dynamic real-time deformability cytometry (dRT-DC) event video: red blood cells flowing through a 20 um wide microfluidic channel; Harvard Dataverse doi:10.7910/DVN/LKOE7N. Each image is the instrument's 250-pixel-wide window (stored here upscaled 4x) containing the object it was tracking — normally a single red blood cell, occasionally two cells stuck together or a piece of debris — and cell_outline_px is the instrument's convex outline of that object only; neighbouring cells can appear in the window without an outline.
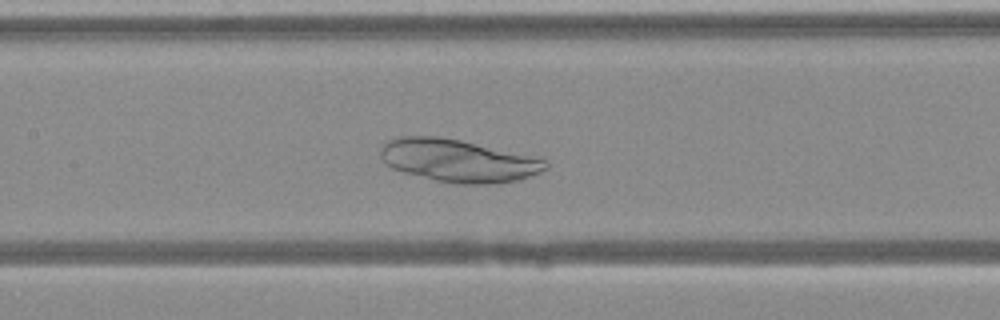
{"species": "Egyptian fruit bat (a non-hibernating species)", "species_latin": "Rousettus aegyptiacus", "temperature_condition": "warm", "stored_images_in_passage": 45, "camera_frame_rate_fps": 3000, "um_per_image_px": 0.085, "animal": {"sex": "female"}, "frame": {"image": 1, "passage_image": 20, "time_ms": 6.333, "image_size_px": [1000, 320], "cell_outline_px": [[548, 168], [540, 172], [516, 180], [492, 184], [456, 184], [436, 180], [404, 172], [392, 168], [384, 164], [380, 156], [380, 148], [388, 140], [400, 136], [436, 136], [460, 140], [548, 160]], "centroid_in_image_um": [38.9, 13.65], "position_along_channel_um": 168.5, "area_um2": 40.75}}
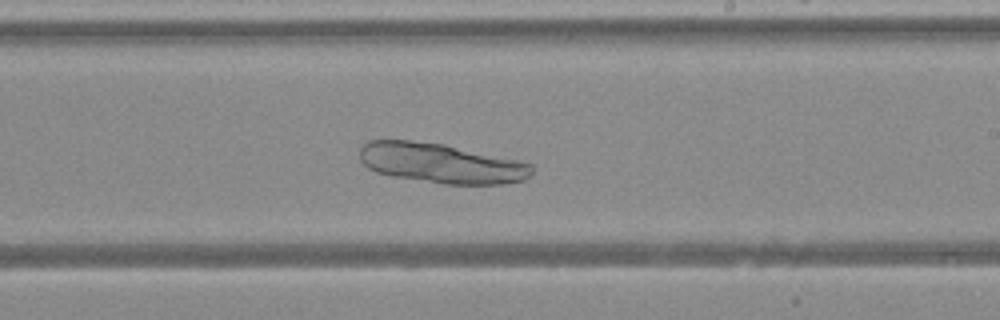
{"frame": {"image": 2, "passage_image": 26, "time_ms": 8.333, "image_size_px": [1000, 320], "cell_outline_px": [[532, 172], [524, 180], [504, 184], [444, 184], [392, 176], [376, 172], [368, 168], [360, 160], [360, 148], [368, 140], [412, 140], [444, 144], [516, 160], [532, 164]], "centroid_in_image_um": [37.46, 13.87], "position_along_channel_um": 251.5, "area_um2": 39.82}}
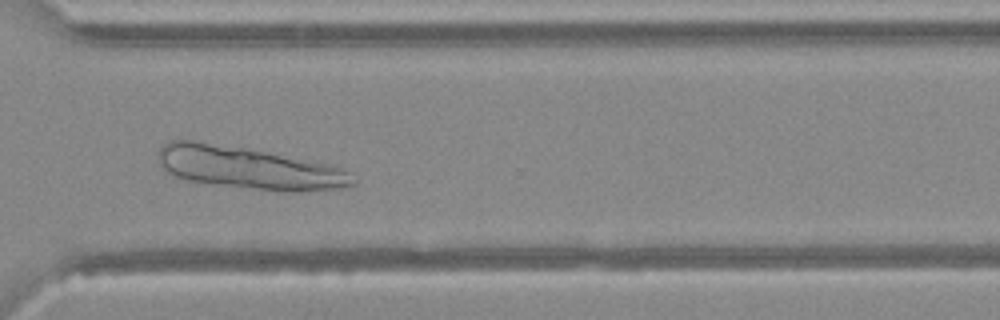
{"frame": {"image": 3, "passage_image": 33, "time_ms": 10.667, "image_size_px": [1000, 320], "cell_outline_px": [[356, 184], [344, 188], [300, 192], [292, 192], [220, 184], [188, 180], [176, 176], [160, 168], [160, 148], [168, 140], [192, 140], [244, 148], [268, 152], [328, 164], [340, 168], [356, 180]], "centroid_in_image_um": [21.16, 14.27], "position_along_channel_um": 349.4, "area_um2": 47.11}}